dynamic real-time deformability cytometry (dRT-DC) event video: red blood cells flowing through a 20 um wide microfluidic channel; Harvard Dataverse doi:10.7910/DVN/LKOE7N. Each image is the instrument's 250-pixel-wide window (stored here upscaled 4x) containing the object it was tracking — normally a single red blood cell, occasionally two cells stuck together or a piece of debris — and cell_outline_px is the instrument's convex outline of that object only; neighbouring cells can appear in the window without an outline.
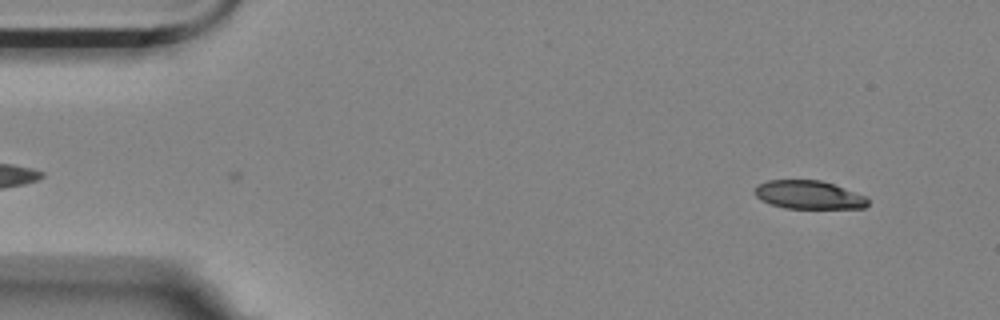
{"species": "Egyptian fruit bat (a non-hibernating species)", "species_latin": "Rousettus aegyptiacus", "temperature_condition": "room temperature", "stored_images_in_passage": 9, "camera_frame_rate_fps": 3000, "um_per_image_px": 0.085, "animal": {"sex": "female"}, "frame": {"image": 1, "passage_image": 2, "time_ms": 0.333, "image_size_px": [1000, 320], "cell_outline_px": [[868, 204], [864, 208], [784, 208], [760, 200], [752, 192], [760, 184], [768, 180], [820, 180], [868, 196]], "centroid_in_image_um": [68.75, 16.56], "position_along_channel_um": 16.3, "area_um2": 18.67}}